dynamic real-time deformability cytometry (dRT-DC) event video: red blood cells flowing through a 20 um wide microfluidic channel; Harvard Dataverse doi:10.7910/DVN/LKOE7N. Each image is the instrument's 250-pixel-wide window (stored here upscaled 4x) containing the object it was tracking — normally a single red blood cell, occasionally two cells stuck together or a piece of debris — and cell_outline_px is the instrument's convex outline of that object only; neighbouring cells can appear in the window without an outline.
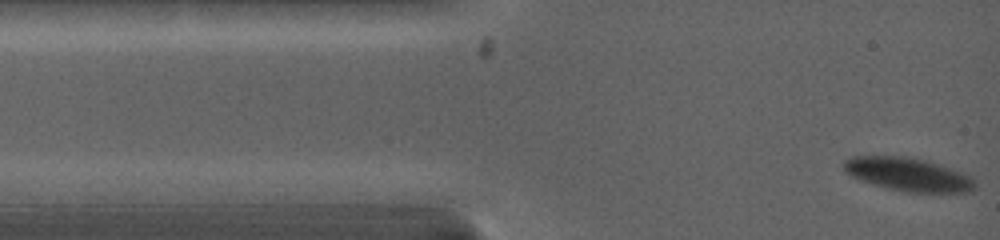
{"species": "common noctule bat (a hibernating species)", "species_latin": "Nyctalus noctula", "temperature_condition": "warm", "stored_images_in_passage": 5, "camera_frame_rate_fps": 5000, "um_per_image_px": 0.085, "animal": {"sex": "female", "body_mass_g": 19.0, "forearm_length_mm": 53.3}, "frame": {"image": 1, "passage_image": 5, "time_ms": 1.2, "image_size_px": [1000, 240], "cell_outline_px": [[976, 188], [972, 192], [904, 192], [888, 188], [860, 180], [844, 172], [844, 160], [852, 156], [904, 156], [924, 160], [964, 172], [972, 176], [976, 184]], "centroid_in_image_um": [77.22, 14.83], "position_along_channel_um": 7.8, "area_um2": 25.55}}